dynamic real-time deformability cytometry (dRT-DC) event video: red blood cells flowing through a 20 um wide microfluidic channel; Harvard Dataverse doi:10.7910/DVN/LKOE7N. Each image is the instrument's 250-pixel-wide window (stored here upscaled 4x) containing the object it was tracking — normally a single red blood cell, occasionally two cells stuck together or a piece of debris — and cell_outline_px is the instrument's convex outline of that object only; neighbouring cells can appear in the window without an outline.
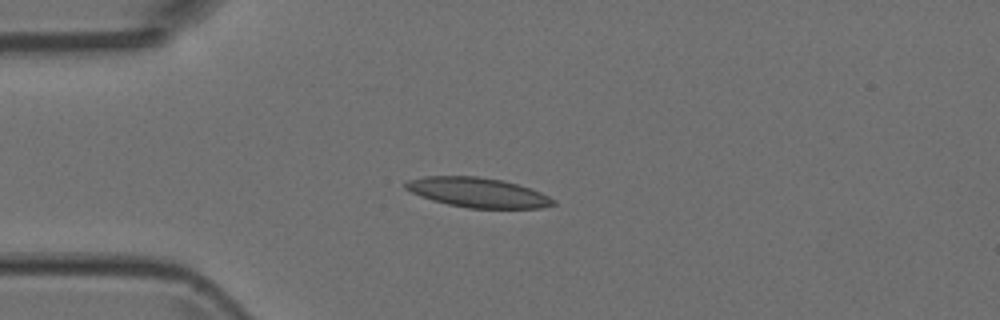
{"species": "Egyptian fruit bat (a non-hibernating species)", "species_latin": "Rousettus aegyptiacus", "temperature_condition": "room temperature", "stored_images_in_passage": 5, "camera_frame_rate_fps": 3000, "um_per_image_px": 0.085, "animal": {"sex": "female"}, "frame": {"image": 1, "passage_image": 3, "time_ms": 0.667, "image_size_px": [1000, 320], "cell_outline_px": [[556, 204], [544, 208], [468, 208], [448, 204], [432, 200], [420, 196], [404, 188], [404, 184], [408, 180], [424, 176], [476, 176], [500, 180], [516, 184], [540, 192], [556, 200]], "centroid_in_image_um": [40.6, 16.37], "position_along_channel_um": 44.4, "area_um2": 25.43}}
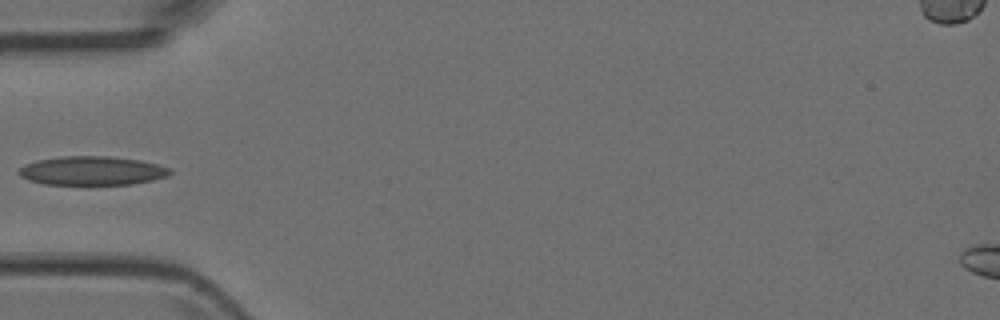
{"frame": {"image": 2, "passage_image": 4, "time_ms": 1.0, "image_size_px": [1000, 320], "cell_outline_px": [[172, 172], [168, 176], [152, 180], [132, 184], [88, 188], [44, 184], [28, 180], [20, 176], [16, 172], [24, 164], [36, 160], [64, 156], [112, 156], [140, 160], [172, 168]], "centroid_in_image_um": [7.8, 14.56], "position_along_channel_um": 77.2, "area_um2": 26.82}}
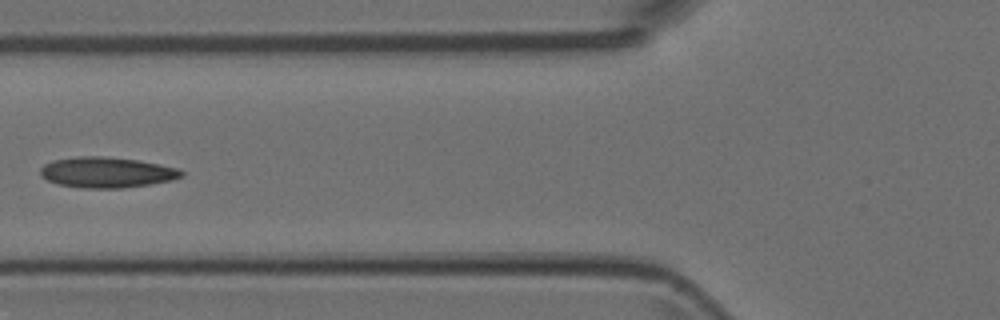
{"frame": {"image": 3, "passage_image": 5, "time_ms": 1.333, "image_size_px": [1000, 320], "cell_outline_px": [[184, 176], [172, 180], [148, 184], [120, 188], [80, 188], [60, 184], [48, 180], [40, 176], [40, 168], [44, 164], [52, 160], [76, 156], [100, 156], [136, 160], [176, 168], [184, 172]], "centroid_in_image_um": [9.02, 14.65], "position_along_channel_um": 116.8, "area_um2": 24.97}}